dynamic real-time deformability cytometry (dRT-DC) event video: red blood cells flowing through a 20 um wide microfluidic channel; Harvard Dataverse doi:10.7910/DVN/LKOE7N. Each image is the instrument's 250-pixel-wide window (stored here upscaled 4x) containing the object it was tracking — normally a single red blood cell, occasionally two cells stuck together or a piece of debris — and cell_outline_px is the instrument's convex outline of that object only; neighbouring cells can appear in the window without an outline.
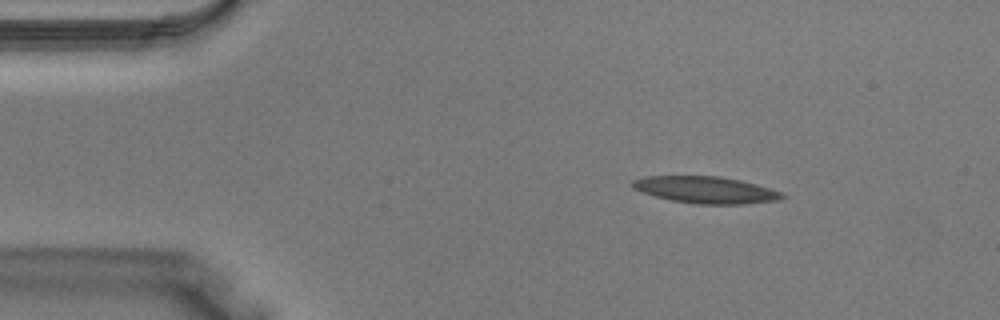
{"species": "Egyptian fruit bat (a non-hibernating species)", "species_latin": "Rousettus aegyptiacus", "temperature_condition": "warm", "stored_images_in_passage": 40, "camera_frame_rate_fps": 3000, "um_per_image_px": 0.085, "animal": {"sex": "male"}, "frame": {"image": 1, "passage_image": 6, "time_ms": 1.667, "image_size_px": [1000, 320], "cell_outline_px": [[788, 196], [780, 200], [744, 204], [696, 204], [672, 200], [656, 196], [632, 188], [632, 180], [644, 176], [720, 176], [740, 180], [756, 184], [784, 192]], "centroid_in_image_um": [60.05, 16.14], "position_along_channel_um": 25.0, "area_um2": 23.47}}
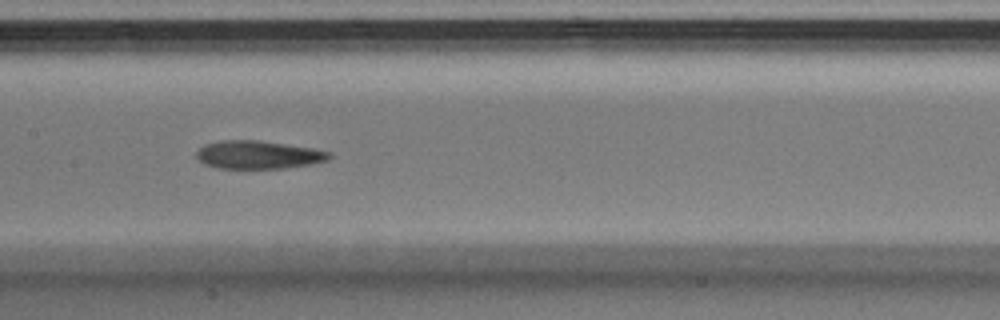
{"frame": {"image": 2, "passage_image": 19, "time_ms": 6.0, "image_size_px": [1000, 320], "cell_outline_px": [[332, 156], [328, 160], [308, 164], [284, 168], [220, 168], [204, 164], [196, 156], [196, 152], [204, 144], [220, 140], [260, 140], [312, 148], [332, 152]], "centroid_in_image_um": [21.95, 13.14], "position_along_channel_um": 185.5, "area_um2": 21.68}}
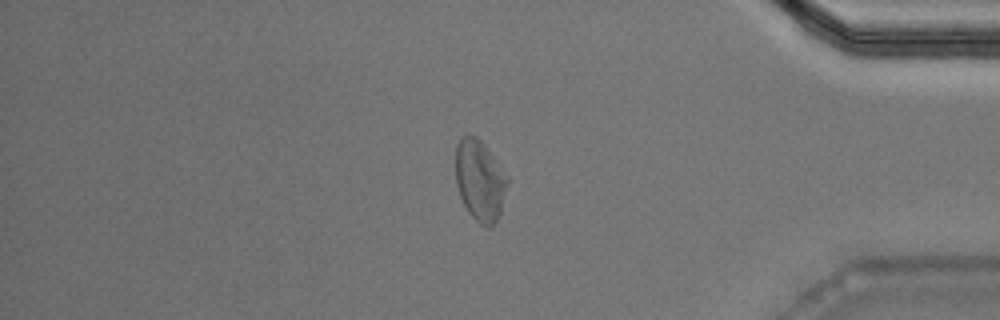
{"frame": {"image": 3, "passage_image": 33, "time_ms": 10.667, "image_size_px": [1000, 320], "cell_outline_px": [[508, 184], [500, 212], [496, 220], [488, 228], [480, 224], [468, 212], [460, 196], [456, 184], [456, 144], [460, 136], [476, 136], [480, 140], [508, 176]], "centroid_in_image_um": [40.78, 15.33], "position_along_channel_um": 394.4, "area_um2": 24.16}}